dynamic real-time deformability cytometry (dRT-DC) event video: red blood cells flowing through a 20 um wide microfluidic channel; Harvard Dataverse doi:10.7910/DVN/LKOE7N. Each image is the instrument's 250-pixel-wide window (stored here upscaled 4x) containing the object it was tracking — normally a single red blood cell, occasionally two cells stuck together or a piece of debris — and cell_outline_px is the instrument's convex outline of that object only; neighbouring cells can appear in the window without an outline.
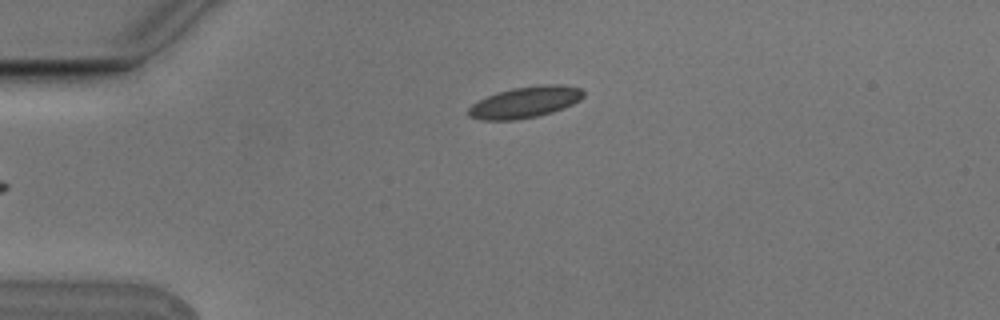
{"species": "Egyptian fruit bat (a non-hibernating species)", "species_latin": "Rousettus aegyptiacus", "temperature_condition": "cold", "stored_images_in_passage": 6, "camera_frame_rate_fps": 3000, "um_per_image_px": 0.085, "animal": {"sex": "male"}, "frame": {"image": 1, "passage_image": 6, "time_ms": 1.667, "image_size_px": [1000, 320], "cell_outline_px": [[584, 96], [580, 100], [564, 108], [540, 116], [516, 120], [480, 120], [468, 116], [468, 108], [472, 104], [496, 92], [512, 88], [544, 84], [560, 84], [580, 88], [584, 92]], "centroid_in_image_um": [44.64, 8.69], "position_along_channel_um": 40.4, "area_um2": 21.1}}